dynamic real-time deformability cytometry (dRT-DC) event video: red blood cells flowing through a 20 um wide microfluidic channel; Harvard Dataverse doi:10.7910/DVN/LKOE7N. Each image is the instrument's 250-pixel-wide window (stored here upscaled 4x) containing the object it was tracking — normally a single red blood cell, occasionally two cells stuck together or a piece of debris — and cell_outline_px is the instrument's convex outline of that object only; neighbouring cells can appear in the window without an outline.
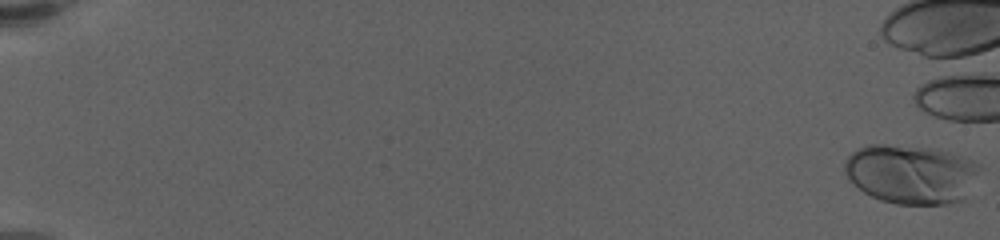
{"species": "human", "species_latin": "Homo sapiens", "temperature_condition": "warm", "stored_images_in_passage": 52, "camera_frame_rate_fps": 3000, "um_per_image_px": 0.085, "donor": {"sex": "female"}, "frame": {"image": 1, "passage_image": 1, "time_ms": 0.0, "image_size_px": [1000, 240], "cell_outline_px": [[984, 168], [964, 200], [944, 204], [896, 204], [880, 200], [864, 192], [848, 176], [844, 168], [844, 160], [852, 152], [868, 144], [884, 144], [932, 148], [964, 156], [980, 164]], "centroid_in_image_um": [77.52, 14.79], "position_along_channel_um": 7.5, "area_um2": 46.93}}
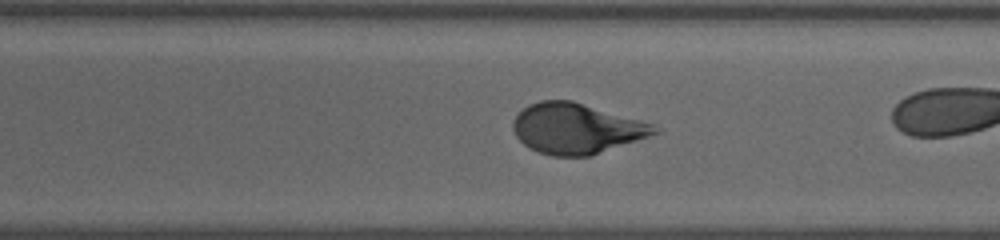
{"frame": {"image": 2, "passage_image": 39, "time_ms": 12.667, "image_size_px": [1000, 240], "cell_outline_px": [[660, 132], [592, 156], [552, 156], [540, 152], [524, 144], [516, 136], [512, 128], [512, 124], [516, 116], [528, 104], [540, 100], [572, 100], [640, 120], [652, 124], [660, 128]], "centroid_in_image_um": [48.99, 10.92], "position_along_channel_um": 240.0, "area_um2": 41.33}}
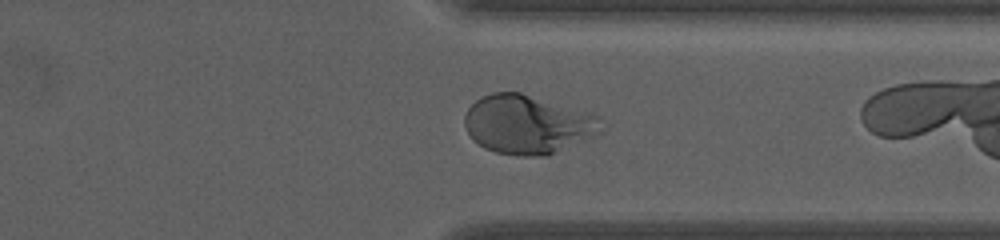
{"frame": {"image": 3, "passage_image": 50, "time_ms": 16.333, "image_size_px": [1000, 240], "cell_outline_px": [[600, 132], [548, 156], [516, 156], [496, 152], [484, 148], [472, 140], [464, 124], [464, 116], [468, 108], [476, 100], [492, 92], [520, 92], [588, 112], [600, 116]], "centroid_in_image_um": [44.8, 10.58], "position_along_channel_um": 366.6, "area_um2": 46.59}}